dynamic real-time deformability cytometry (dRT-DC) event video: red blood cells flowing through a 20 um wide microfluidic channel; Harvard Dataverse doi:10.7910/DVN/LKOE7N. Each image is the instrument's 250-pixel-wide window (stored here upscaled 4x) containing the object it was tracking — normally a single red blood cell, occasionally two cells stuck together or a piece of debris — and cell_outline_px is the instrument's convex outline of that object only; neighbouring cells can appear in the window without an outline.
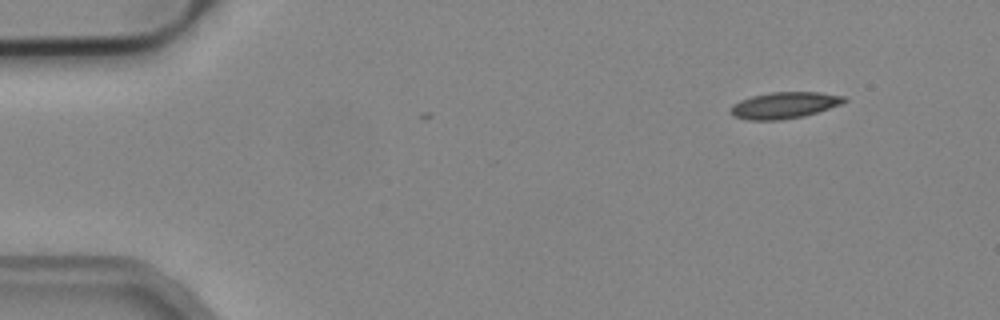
{"species": "common noctule bat (a hibernating species)", "species_latin": "Nyctalus noctula", "temperature_condition": "cold", "stored_images_in_passage": 2, "camera_frame_rate_fps": 3000, "um_per_image_px": 0.085, "animal": {"sex": "male", "body_mass_g": 19.2, "forearm_length_mm": 51.8}, "frame": {"image": 1, "passage_image": 2, "time_ms": 0.333, "image_size_px": [1000, 320], "cell_outline_px": [[848, 100], [840, 104], [804, 116], [780, 120], [748, 120], [736, 116], [728, 112], [732, 104], [740, 100], [752, 96], [772, 92], [820, 92], [844, 96]], "centroid_in_image_um": [66.64, 8.94], "position_along_channel_um": 18.4, "area_um2": 17.4}}